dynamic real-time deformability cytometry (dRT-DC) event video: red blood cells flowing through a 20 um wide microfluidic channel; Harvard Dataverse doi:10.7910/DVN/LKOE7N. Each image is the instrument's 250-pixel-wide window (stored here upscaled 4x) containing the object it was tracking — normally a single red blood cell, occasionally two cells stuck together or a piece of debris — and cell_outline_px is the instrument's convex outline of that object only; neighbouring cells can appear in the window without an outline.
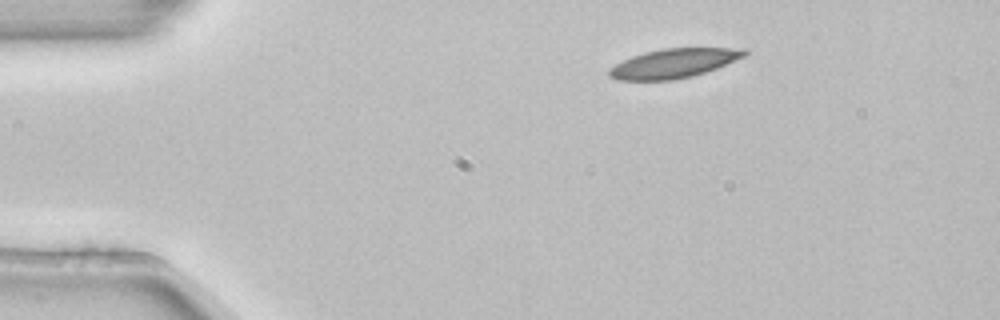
{"species": "common noctule bat (a hibernating species)", "species_latin": "Nyctalus noctula", "temperature_condition": "room temperature", "stored_images_in_passage": 3, "camera_frame_rate_fps": 3000, "um_per_image_px": 0.085, "animal": {"sex": "female", "body_mass_g": 22.7, "forearm_length_mm": 54.2}, "frame": {"image": 1, "passage_image": 1, "time_ms": 0.0, "image_size_px": [1000, 320], "cell_outline_px": [[748, 52], [744, 56], [716, 68], [692, 76], [672, 80], [616, 80], [608, 76], [608, 68], [632, 56], [644, 52], [660, 48], [748, 48]], "centroid_in_image_um": [57.24, 5.37], "position_along_channel_um": 27.8, "area_um2": 23.0}}
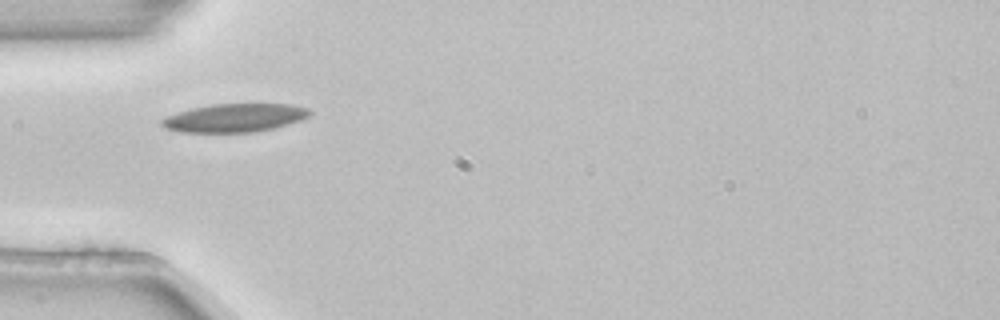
{"frame": {"image": 2, "passage_image": 3, "time_ms": 0.667, "image_size_px": [1000, 320], "cell_outline_px": [[312, 112], [308, 116], [300, 120], [288, 124], [272, 128], [252, 132], [180, 132], [164, 128], [160, 124], [160, 120], [168, 116], [192, 108], [212, 104], [292, 104], [308, 108]], "centroid_in_image_um": [19.94, 10.01], "position_along_channel_um": 65.1, "area_um2": 24.28}}